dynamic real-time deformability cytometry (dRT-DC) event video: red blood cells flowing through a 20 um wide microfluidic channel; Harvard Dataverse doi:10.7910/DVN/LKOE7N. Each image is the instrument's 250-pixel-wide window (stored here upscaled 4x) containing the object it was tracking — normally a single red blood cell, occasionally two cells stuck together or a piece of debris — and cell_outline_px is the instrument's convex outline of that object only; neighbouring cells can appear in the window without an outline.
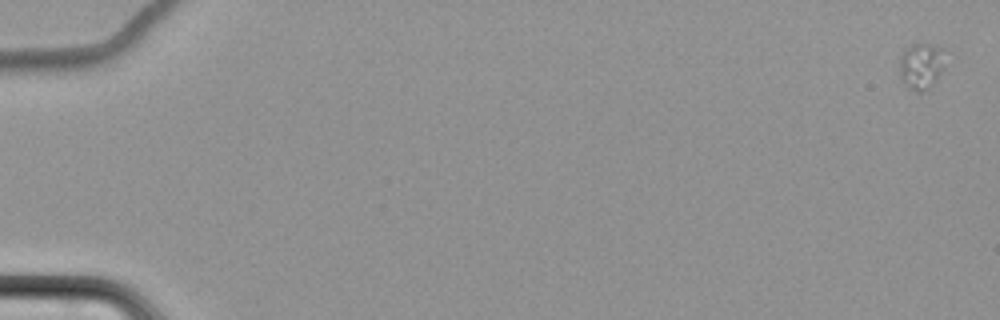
{"species": "common noctule bat (a hibernating species)", "species_latin": "Nyctalus noctula", "temperature_condition": "cold", "stored_images_in_passage": 7, "camera_frame_rate_fps": 3000, "um_per_image_px": 0.085, "animal": {"sex": "female", "body_mass_g": 22.7, "forearm_length_mm": 54.2}, "frame": {"image": 1, "passage_image": 1, "time_ms": 0.0, "image_size_px": [1000, 320], "cell_outline_px": [[952, 52], [944, 68], [936, 80], [928, 88], [920, 92], [916, 92], [908, 88], [904, 84], [900, 76], [900, 56], [912, 44], [928, 44], [944, 48]], "centroid_in_image_um": [78.41, 5.58], "position_along_channel_um": 6.6, "area_um2": 12.83}}